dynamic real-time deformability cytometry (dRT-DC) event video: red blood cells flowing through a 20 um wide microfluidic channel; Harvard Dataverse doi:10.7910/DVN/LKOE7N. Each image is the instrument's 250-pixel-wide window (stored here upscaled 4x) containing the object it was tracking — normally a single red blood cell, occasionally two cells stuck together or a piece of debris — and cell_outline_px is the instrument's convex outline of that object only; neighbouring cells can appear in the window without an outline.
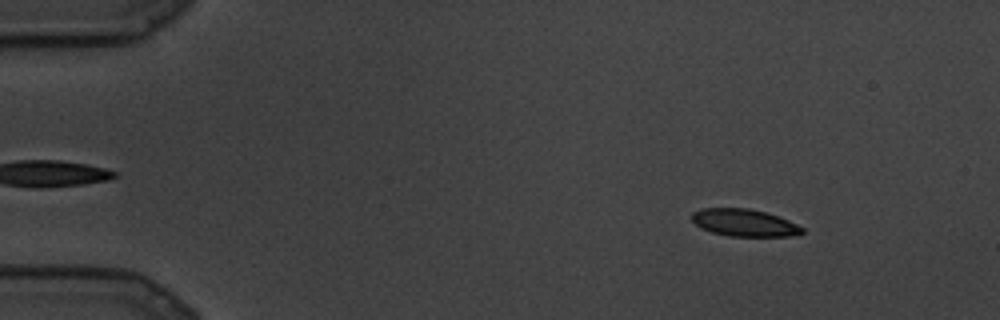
{"species": "common noctule bat (a hibernating species)", "species_latin": "Nyctalus noctula", "temperature_condition": "cold", "stored_images_in_passage": 92, "camera_frame_rate_fps": 3000, "um_per_image_px": 0.085, "animal": {"sex": "male", "body_mass_g": 19.5, "forearm_length_mm": 54.6}, "frame": {"image": 1, "passage_image": 12, "time_ms": 3.667, "image_size_px": [1000, 320], "cell_outline_px": [[804, 232], [792, 236], [728, 236], [712, 232], [696, 224], [692, 220], [692, 212], [700, 208], [748, 208], [764, 212], [788, 220], [804, 228]], "centroid_in_image_um": [63.26, 18.93], "position_along_channel_um": 21.7, "area_um2": 17.34}}
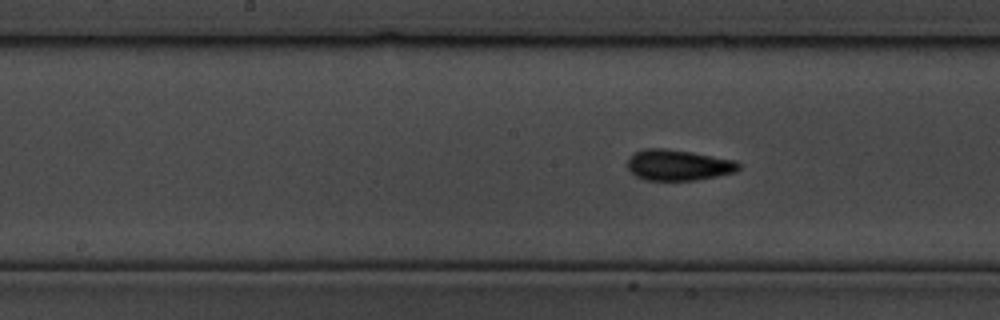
{"frame": {"image": 2, "passage_image": 47, "time_ms": 15.333, "image_size_px": [1000, 320], "cell_outline_px": [[740, 168], [736, 172], [716, 176], [692, 180], [644, 180], [636, 176], [628, 168], [628, 160], [636, 152], [644, 148], [664, 148], [692, 152], [736, 160], [740, 164]], "centroid_in_image_um": [57.67, 14.02], "position_along_channel_um": 190.5, "area_um2": 19.88}}
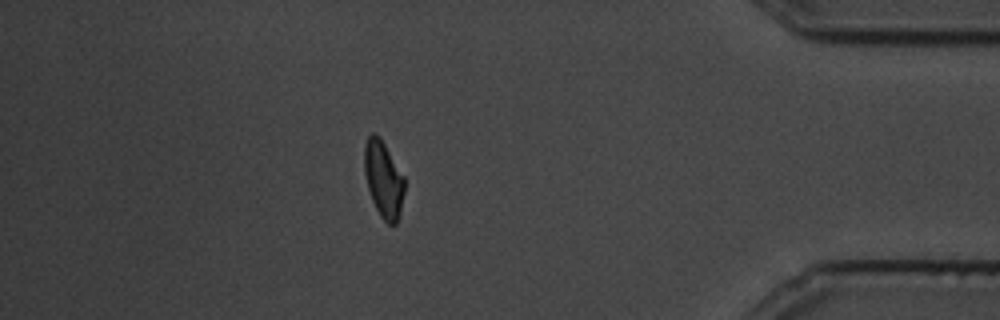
{"frame": {"image": 3, "passage_image": 81, "time_ms": 26.667, "image_size_px": [1000, 320], "cell_outline_px": [[404, 192], [400, 212], [396, 224], [388, 224], [380, 216], [372, 200], [368, 188], [364, 172], [364, 144], [368, 136], [372, 132], [376, 132], [380, 136], [404, 176]], "centroid_in_image_um": [32.58, 15.2], "position_along_channel_um": 402.6, "area_um2": 17.98}}